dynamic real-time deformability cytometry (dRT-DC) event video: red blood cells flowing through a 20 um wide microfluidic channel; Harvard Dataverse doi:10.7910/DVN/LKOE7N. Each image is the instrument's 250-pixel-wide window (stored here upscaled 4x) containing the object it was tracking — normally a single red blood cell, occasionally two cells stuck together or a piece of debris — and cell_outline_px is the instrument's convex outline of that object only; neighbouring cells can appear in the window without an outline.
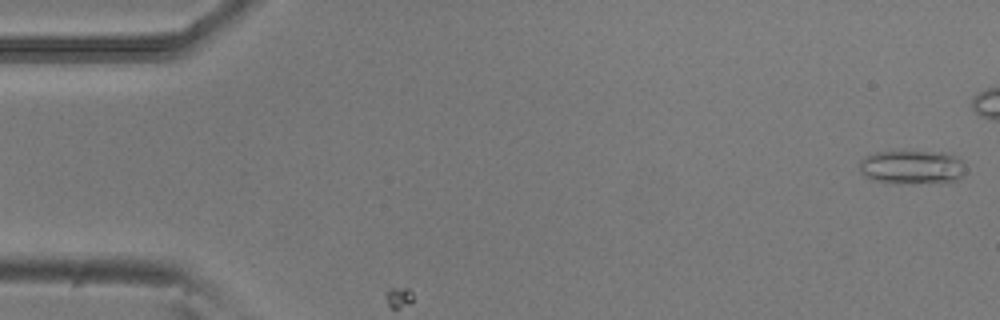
{"species": "common noctule bat (a hibernating species)", "species_latin": "Nyctalus noctula", "temperature_condition": "room temperature", "stored_images_in_passage": 2, "camera_frame_rate_fps": 3000, "um_per_image_px": 0.085, "animal": {"sex": "male", "body_mass_g": 20.5, "forearm_length_mm": 52.5}, "frame": {"image": 1, "passage_image": 1, "time_ms": 0.0, "image_size_px": [1000, 320], "cell_outline_px": [[964, 172], [960, 180], [896, 184], [872, 180], [864, 176], [860, 172], [860, 160], [876, 152], [948, 152], [956, 156], [964, 164]], "centroid_in_image_um": [77.52, 14.22], "position_along_channel_um": 7.5, "area_um2": 20.87}}